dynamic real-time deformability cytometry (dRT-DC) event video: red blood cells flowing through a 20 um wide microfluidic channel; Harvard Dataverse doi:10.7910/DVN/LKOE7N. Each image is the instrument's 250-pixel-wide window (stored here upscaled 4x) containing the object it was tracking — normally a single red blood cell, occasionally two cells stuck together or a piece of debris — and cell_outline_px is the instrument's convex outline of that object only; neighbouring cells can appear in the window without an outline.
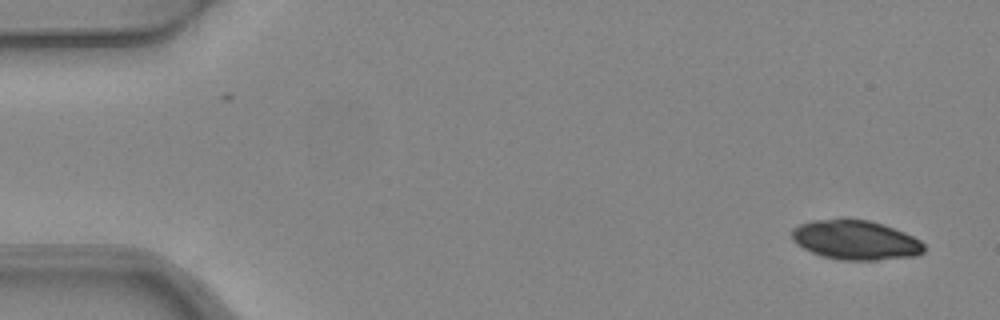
{"species": "common noctule bat (a hibernating species)", "species_latin": "Nyctalus noctula", "temperature_condition": "warm", "stored_images_in_passage": 2, "camera_frame_rate_fps": 3000, "um_per_image_px": 0.085, "animal": {"sex": "female", "body_mass_g": 24.6, "forearm_length_mm": 56.2}, "frame": {"image": 1, "passage_image": 2, "time_ms": 0.333, "image_size_px": [1000, 320], "cell_outline_px": [[924, 252], [916, 256], [876, 260], [840, 260], [820, 256], [796, 244], [792, 240], [792, 228], [800, 224], [812, 220], [840, 216], [844, 216], [868, 220], [884, 224], [904, 232], [920, 240], [924, 244]], "centroid_in_image_um": [72.69, 20.37], "position_along_channel_um": 12.3, "area_um2": 31.15}}